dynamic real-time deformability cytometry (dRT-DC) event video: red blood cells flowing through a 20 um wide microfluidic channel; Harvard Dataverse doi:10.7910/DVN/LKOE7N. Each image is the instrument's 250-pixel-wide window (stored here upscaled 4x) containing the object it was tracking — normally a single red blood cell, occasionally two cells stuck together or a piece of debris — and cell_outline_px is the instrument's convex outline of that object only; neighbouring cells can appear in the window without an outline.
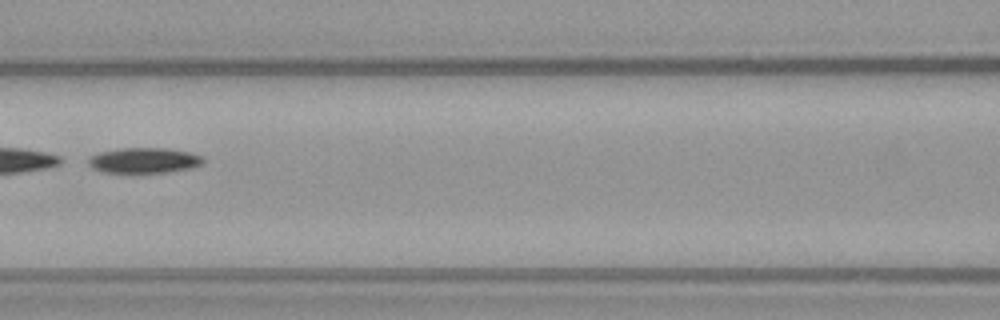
{"species": "common noctule bat (a hibernating species)", "species_latin": "Nyctalus noctula", "temperature_condition": "warm", "stored_images_in_passage": 51, "segment_of_instrument_passage": [2, 2], "camera_frame_rate_fps": 3000, "um_per_image_px": 0.085, "animal": {"sex": "female", "body_mass_g": 21.9}, "frame": {"image": 1, "passage_image": 24, "time_ms": 7.667, "image_size_px": [1000, 320], "cell_outline_px": [[204, 160], [200, 164], [188, 168], [164, 172], [104, 172], [92, 168], [88, 164], [88, 160], [92, 156], [100, 152], [120, 148], [164, 148], [188, 152], [204, 156]], "centroid_in_image_um": [12.22, 13.62], "position_along_channel_um": 154.4, "area_um2": 16.65}}